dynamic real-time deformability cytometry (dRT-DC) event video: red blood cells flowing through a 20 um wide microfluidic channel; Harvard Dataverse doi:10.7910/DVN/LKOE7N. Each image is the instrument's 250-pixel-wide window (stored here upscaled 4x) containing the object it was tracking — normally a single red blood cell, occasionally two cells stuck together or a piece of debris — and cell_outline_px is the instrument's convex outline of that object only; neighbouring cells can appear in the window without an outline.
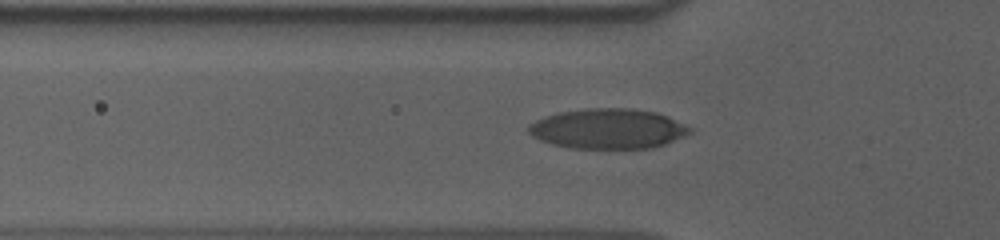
{"species": "human", "species_latin": "Homo sapiens", "temperature_condition": "cold", "stored_images_in_passage": 41, "camera_frame_rate_fps": 3000, "um_per_image_px": 0.085, "donor": {"sex": "male"}, "frame": {"image": 1, "passage_image": 4, "time_ms": 1.0, "image_size_px": [1000, 240], "cell_outline_px": [[692, 132], [684, 136], [664, 144], [652, 148], [568, 148], [552, 144], [540, 140], [532, 136], [528, 132], [528, 124], [544, 116], [560, 112], [584, 108], [632, 108], [656, 112], [668, 116], [692, 128]], "centroid_in_image_um": [51.67, 10.93], "position_along_channel_um": 74.1, "area_um2": 37.8}}
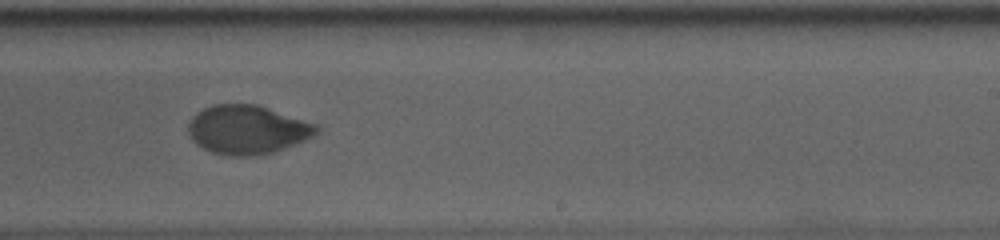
{"frame": {"image": 2, "passage_image": 20, "time_ms": 6.333, "image_size_px": [1000, 240], "cell_outline_px": [[320, 132], [296, 144], [276, 152], [256, 156], [232, 156], [212, 152], [196, 144], [192, 140], [188, 132], [188, 124], [192, 116], [196, 112], [212, 104], [256, 104], [320, 124]], "centroid_in_image_um": [21.06, 11.02], "position_along_channel_um": 267.9, "area_um2": 36.99}}
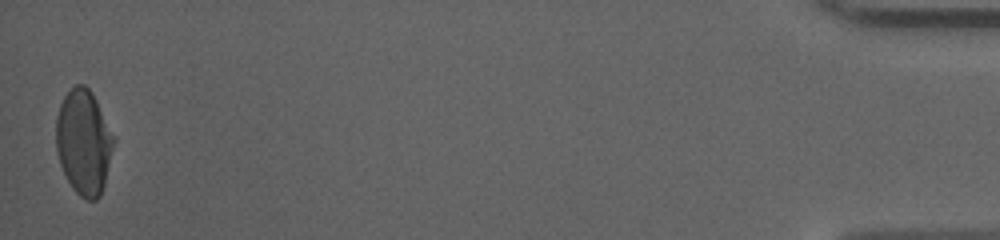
{"frame": {"image": 3, "passage_image": 41, "time_ms": 13.333, "image_size_px": [1000, 240], "cell_outline_px": [[116, 140], [104, 184], [100, 196], [96, 200], [88, 200], [80, 196], [72, 188], [60, 164], [56, 148], [56, 116], [60, 104], [64, 96], [76, 84], [84, 84], [92, 92]], "centroid_in_image_um": [7.12, 12.08], "position_along_channel_um": 428.1, "area_um2": 35.2}, "authors_computed_cell_mechanics": {"area_um2": 36.703, "velocity_mm_per_s": 3.6338, "shape_relaxation_time_tau1_ms": 5.3857, "shape_relaxation_time_tau2_ms": 1.511, "deformation_change_tau1": 0.1737, "deformation_change_tau2": 0.0448}}